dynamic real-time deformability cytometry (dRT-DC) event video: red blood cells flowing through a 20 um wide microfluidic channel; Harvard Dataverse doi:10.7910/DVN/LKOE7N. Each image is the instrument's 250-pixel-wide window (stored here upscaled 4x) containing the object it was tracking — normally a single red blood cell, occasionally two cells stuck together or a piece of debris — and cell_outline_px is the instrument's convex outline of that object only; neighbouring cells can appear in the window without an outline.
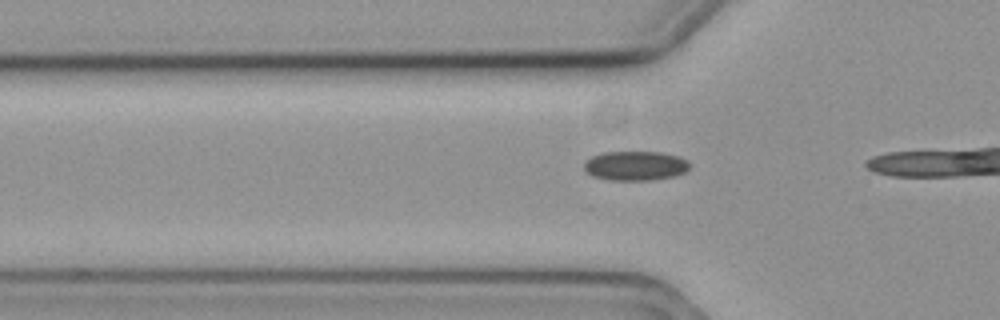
{"species": "common noctule bat (a hibernating species)", "species_latin": "Nyctalus noctula", "temperature_condition": "cold", "stored_images_in_passage": 17, "camera_frame_rate_fps": 3000, "um_per_image_px": 0.085, "animal": {"sex": "female", "body_mass_g": 19.3, "forearm_length_mm": 54.1}, "frame": {"image": 1, "passage_image": 14, "time_ms": 4.333, "image_size_px": [1000, 320], "cell_outline_px": [[688, 168], [684, 172], [672, 176], [648, 180], [608, 180], [592, 176], [584, 172], [584, 160], [592, 156], [604, 152], [660, 152], [676, 156], [688, 160]], "centroid_in_image_um": [53.92, 14.09], "position_along_channel_um": 71.9, "area_um2": 18.03}}